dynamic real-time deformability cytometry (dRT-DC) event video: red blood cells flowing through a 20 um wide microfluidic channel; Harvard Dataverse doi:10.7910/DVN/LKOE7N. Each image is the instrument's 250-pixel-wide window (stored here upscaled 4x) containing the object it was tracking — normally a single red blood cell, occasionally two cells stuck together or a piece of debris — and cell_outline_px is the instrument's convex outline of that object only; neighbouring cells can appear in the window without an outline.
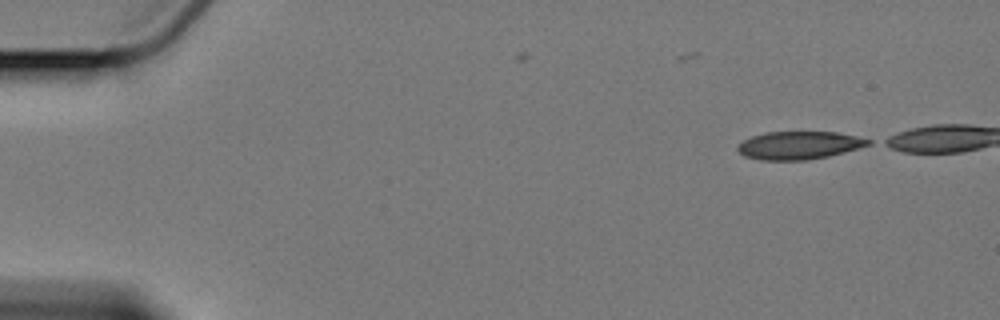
{"species": "Egyptian fruit bat (a non-hibernating species)", "species_latin": "Rousettus aegyptiacus", "temperature_condition": "cold", "stored_images_in_passage": 3, "camera_frame_rate_fps": 3000, "um_per_image_px": 0.085, "animal": {"sex": "female"}, "frame": {"image": 1, "passage_image": 3, "time_ms": 2.333, "image_size_px": [1000, 320], "cell_outline_px": [[872, 144], [860, 148], [828, 156], [808, 160], [760, 160], [744, 156], [736, 148], [744, 140], [752, 136], [768, 132], [836, 132], [856, 136], [872, 140]], "centroid_in_image_um": [67.95, 12.35], "position_along_channel_um": 17.0, "area_um2": 21.21}}